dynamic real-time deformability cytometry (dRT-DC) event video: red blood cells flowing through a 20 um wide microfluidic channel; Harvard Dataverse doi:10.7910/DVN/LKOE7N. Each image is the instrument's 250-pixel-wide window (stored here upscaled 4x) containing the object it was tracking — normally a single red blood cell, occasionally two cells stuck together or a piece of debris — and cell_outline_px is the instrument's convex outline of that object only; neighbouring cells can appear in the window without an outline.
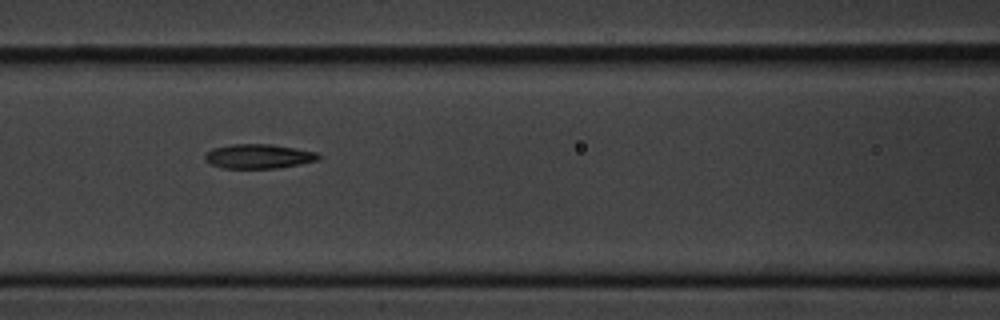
{"species": "common noctule bat (a hibernating species)", "species_latin": "Nyctalus noctula", "temperature_condition": "cold", "stored_images_in_passage": 8, "camera_frame_rate_fps": 3000, "um_per_image_px": 0.085, "animal": {"sex": "male", "body_mass_g": 20.1, "forearm_length_mm": 53.5}, "frame": {"image": 1, "passage_image": 7, "time_ms": 7.0, "image_size_px": [1000, 320], "cell_outline_px": [[324, 156], [320, 160], [300, 164], [276, 168], [224, 168], [208, 164], [204, 160], [204, 156], [212, 148], [232, 144], [272, 144], [296, 148], [316, 152]], "centroid_in_image_um": [22.0, 13.28], "position_along_channel_um": 144.6, "area_um2": 16.36}}
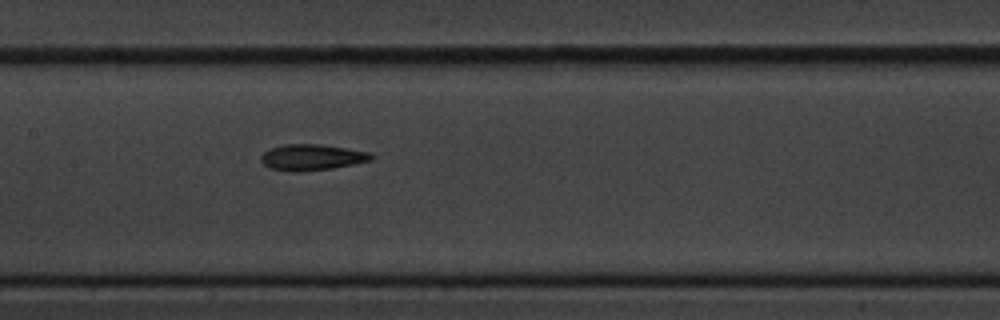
{"frame": {"image": 2, "passage_image": 8, "time_ms": 8.0, "image_size_px": [1000, 320], "cell_outline_px": [[372, 160], [332, 168], [296, 172], [268, 168], [260, 160], [260, 156], [264, 152], [272, 148], [284, 144], [320, 144], [368, 152], [372, 156]], "centroid_in_image_um": [26.45, 13.37], "position_along_channel_um": 180.9, "area_um2": 16.47}}